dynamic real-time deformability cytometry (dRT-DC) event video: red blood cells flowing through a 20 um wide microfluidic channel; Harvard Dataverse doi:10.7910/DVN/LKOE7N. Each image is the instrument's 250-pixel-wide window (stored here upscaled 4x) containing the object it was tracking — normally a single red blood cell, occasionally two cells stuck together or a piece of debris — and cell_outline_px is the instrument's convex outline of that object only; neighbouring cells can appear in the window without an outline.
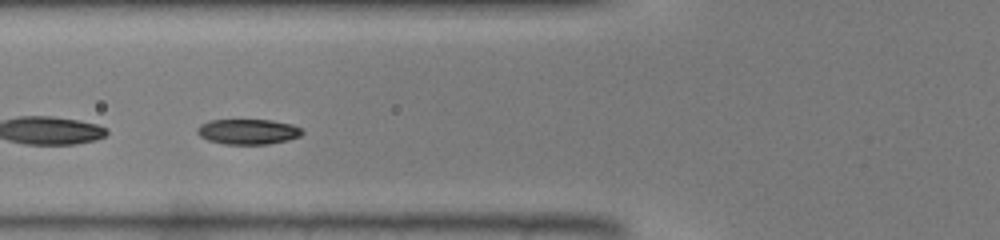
{"species": "common noctule bat (a hibernating species)", "species_latin": "Nyctalus noctula", "temperature_condition": "warm", "stored_images_in_passage": 29, "camera_frame_rate_fps": 3000, "um_per_image_px": 0.085, "animal": {"sex": "male", "body_mass_g": 19.0, "forearm_length_mm": 50.8}, "frame": {"image": 1, "passage_image": 8, "time_ms": 2.333, "image_size_px": [1000, 240], "cell_outline_px": [[304, 132], [300, 136], [288, 140], [268, 144], [224, 144], [208, 140], [200, 136], [196, 132], [196, 128], [200, 124], [208, 120], [272, 120], [292, 124], [300, 128]], "centroid_in_image_um": [21.06, 11.19], "position_along_channel_um": 104.7, "area_um2": 15.55}}
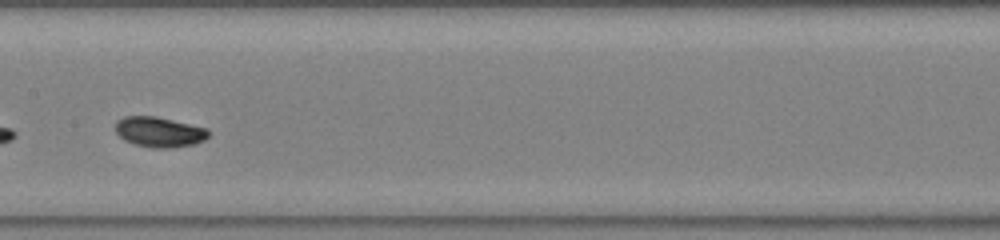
{"frame": {"image": 2, "passage_image": 14, "time_ms": 4.333, "image_size_px": [1000, 240], "cell_outline_px": [[212, 132], [204, 140], [192, 144], [172, 148], [152, 148], [136, 144], [124, 140], [116, 132], [116, 120], [124, 116], [156, 116], [208, 128]], "centroid_in_image_um": [13.56, 11.21], "position_along_channel_um": 193.8, "area_um2": 16.47}}
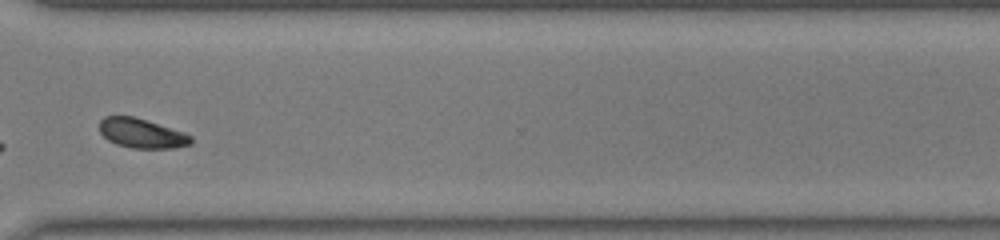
{"frame": {"image": 3, "passage_image": 25, "time_ms": 8.0, "image_size_px": [1000, 240], "cell_outline_px": [[192, 144], [176, 148], [132, 148], [116, 144], [108, 140], [100, 132], [100, 120], [104, 116], [132, 116], [184, 132], [192, 136]], "centroid_in_image_um": [12.05, 11.34], "position_along_channel_um": 358.5, "area_um2": 15.66}}